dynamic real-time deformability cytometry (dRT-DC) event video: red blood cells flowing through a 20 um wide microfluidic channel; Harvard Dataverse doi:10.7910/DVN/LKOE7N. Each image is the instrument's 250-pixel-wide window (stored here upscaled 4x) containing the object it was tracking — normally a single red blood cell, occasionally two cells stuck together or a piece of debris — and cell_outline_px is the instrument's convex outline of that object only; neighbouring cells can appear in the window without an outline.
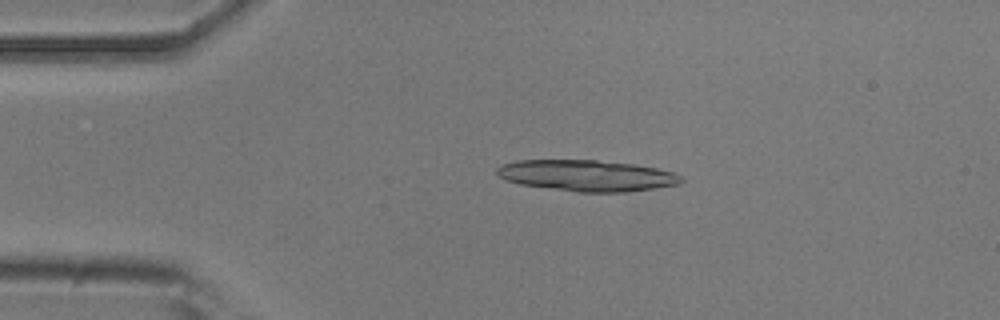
{"species": "common noctule bat (a hibernating species)", "species_latin": "Nyctalus noctula", "temperature_condition": "room temperature", "stored_images_in_passage": 22, "camera_frame_rate_fps": 3000, "um_per_image_px": 0.085, "animal": {"sex": "male", "body_mass_g": 20.5, "forearm_length_mm": 52.5}, "frame": {"image": 1, "passage_image": 10, "time_ms": 3.0, "image_size_px": [1000, 320], "cell_outline_px": [[684, 180], [680, 184], [624, 192], [576, 192], [520, 184], [504, 180], [496, 176], [496, 168], [504, 164], [516, 160], [596, 160], [632, 164], [656, 168], [676, 172], [684, 176]], "centroid_in_image_um": [49.88, 14.92], "position_along_channel_um": 35.1, "area_um2": 33.64}}
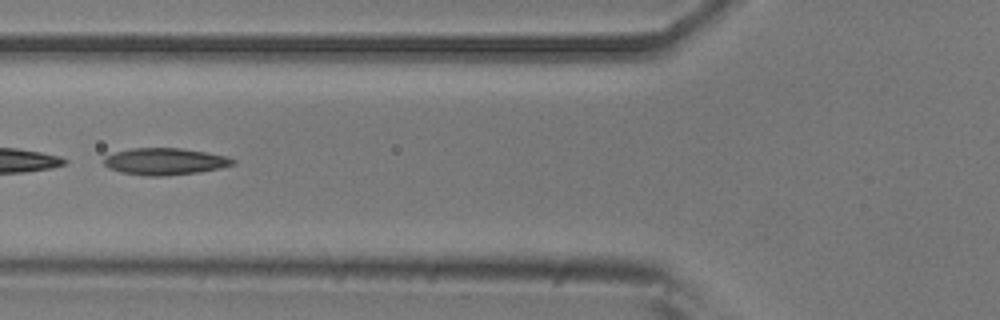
{"frame": {"image": 2, "passage_image": 19, "time_ms": 6.0, "image_size_px": [1000, 320], "cell_outline_px": [[236, 164], [220, 168], [196, 172], [164, 176], [144, 176], [120, 172], [108, 168], [104, 164], [104, 156], [116, 152], [132, 148], [180, 148], [228, 156], [236, 160]], "centroid_in_image_um": [14.01, 13.73], "position_along_channel_um": 111.8, "area_um2": 20.17}}